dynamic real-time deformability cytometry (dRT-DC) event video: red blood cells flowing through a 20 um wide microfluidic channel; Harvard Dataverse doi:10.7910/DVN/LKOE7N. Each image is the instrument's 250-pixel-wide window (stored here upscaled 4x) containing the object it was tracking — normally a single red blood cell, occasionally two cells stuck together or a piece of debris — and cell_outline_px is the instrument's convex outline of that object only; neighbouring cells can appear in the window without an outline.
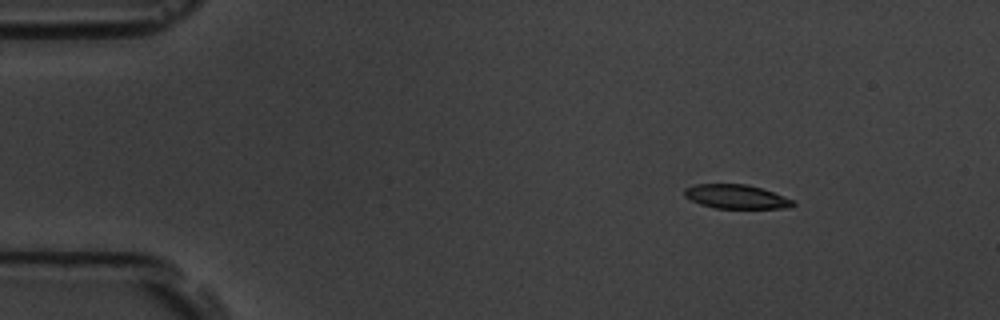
{"species": "common noctule bat (a hibernating species)", "species_latin": "Nyctalus noctula", "temperature_condition": "room temperature", "stored_images_in_passage": 8, "camera_frame_rate_fps": 3000, "um_per_image_px": 0.085, "animal": {"sex": "male", "body_mass_g": 19.5, "forearm_length_mm": 54.6}, "frame": {"image": 1, "passage_image": 3, "time_ms": 2.333, "image_size_px": [1000, 320], "cell_outline_px": [[796, 204], [788, 208], [716, 208], [700, 204], [684, 196], [684, 188], [696, 184], [748, 184], [784, 196], [792, 200]], "centroid_in_image_um": [62.56, 16.71], "position_along_channel_um": 22.4, "area_um2": 15.09}}
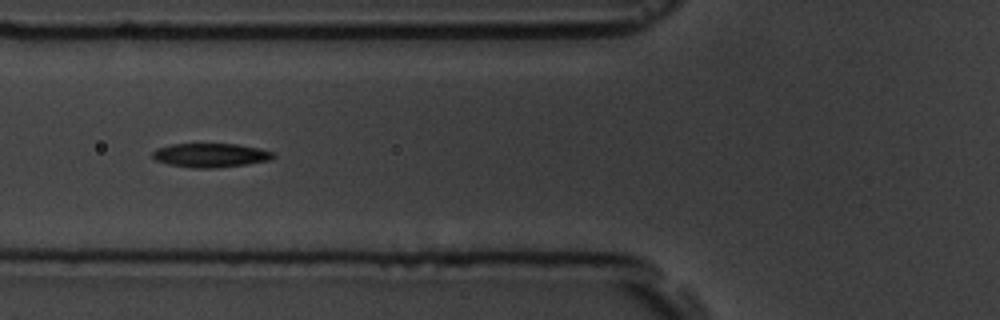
{"frame": {"image": 2, "passage_image": 7, "time_ms": 7.0, "image_size_px": [1000, 320], "cell_outline_px": [[276, 156], [272, 160], [248, 164], [216, 168], [192, 168], [168, 164], [156, 160], [152, 156], [152, 152], [156, 148], [172, 144], [236, 144], [260, 148], [276, 152]], "centroid_in_image_um": [17.95, 13.2], "position_along_channel_um": 107.8, "area_um2": 17.11}}
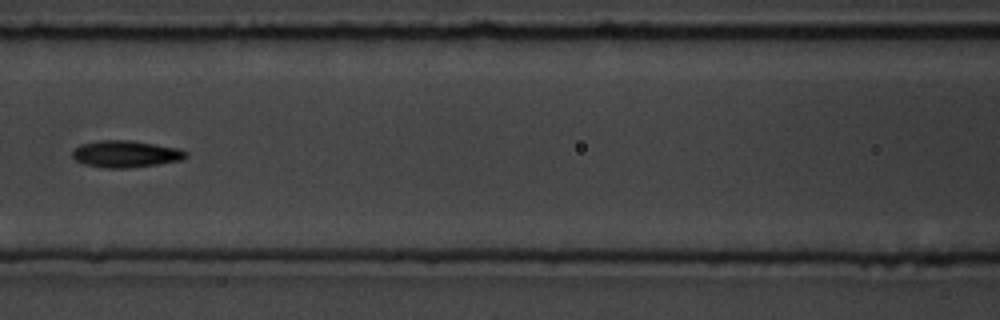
{"frame": {"image": 3, "passage_image": 8, "time_ms": 8.333, "image_size_px": [1000, 320], "cell_outline_px": [[188, 156], [184, 160], [160, 164], [128, 168], [108, 168], [84, 164], [76, 160], [72, 156], [72, 152], [80, 144], [100, 140], [132, 140], [180, 148], [188, 152]], "centroid_in_image_um": [10.75, 13.08], "position_along_channel_um": 155.9, "area_um2": 17.98}}